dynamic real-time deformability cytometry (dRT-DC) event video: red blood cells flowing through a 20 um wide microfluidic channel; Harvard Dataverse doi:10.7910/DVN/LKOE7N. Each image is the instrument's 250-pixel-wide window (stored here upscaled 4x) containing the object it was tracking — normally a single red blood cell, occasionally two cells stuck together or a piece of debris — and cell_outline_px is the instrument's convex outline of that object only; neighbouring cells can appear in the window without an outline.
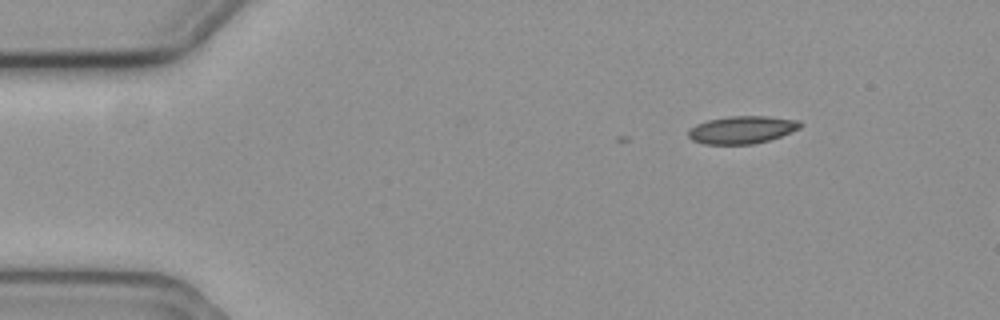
{"species": "common noctule bat (a hibernating species)", "species_latin": "Nyctalus noctula", "temperature_condition": "cold", "stored_images_in_passage": 2, "camera_frame_rate_fps": 3000, "um_per_image_px": 0.085, "animal": {"sex": "female", "body_mass_g": 19.3, "forearm_length_mm": 54.1}, "frame": {"image": 1, "passage_image": 2, "time_ms": 0.333, "image_size_px": [1000, 320], "cell_outline_px": [[804, 124], [800, 128], [780, 136], [768, 140], [752, 144], [704, 144], [692, 140], [688, 136], [688, 132], [696, 124], [708, 120], [728, 116], [768, 116], [800, 120]], "centroid_in_image_um": [63.09, 11.02], "position_along_channel_um": 21.9, "area_um2": 17.98}}